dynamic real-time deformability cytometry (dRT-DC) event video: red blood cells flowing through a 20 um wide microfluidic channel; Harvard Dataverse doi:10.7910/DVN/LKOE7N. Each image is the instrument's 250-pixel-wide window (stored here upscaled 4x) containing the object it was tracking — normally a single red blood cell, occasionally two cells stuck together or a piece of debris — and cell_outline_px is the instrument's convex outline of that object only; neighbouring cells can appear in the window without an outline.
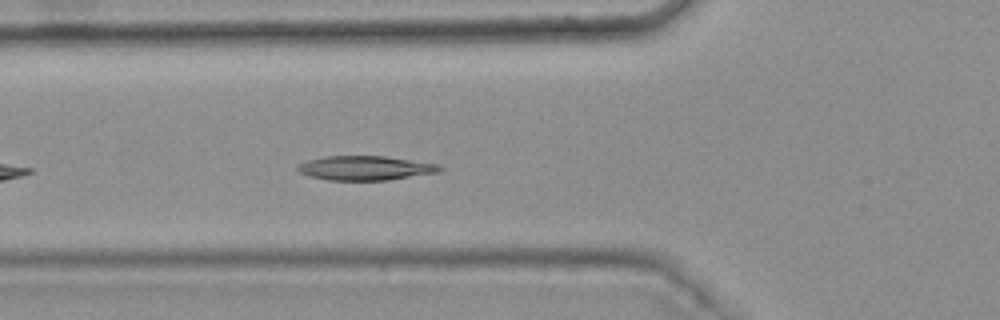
{"species": "common noctule bat (a hibernating species)", "species_latin": "Nyctalus noctula", "temperature_condition": "warm", "stored_images_in_passage": 9, "camera_frame_rate_fps": 3000, "um_per_image_px": 0.085, "animal": {"sex": "female", "body_mass_g": 25.1}, "frame": {"image": 1, "passage_image": 6, "time_ms": 1.667, "image_size_px": [1000, 320], "cell_outline_px": [[444, 168], [440, 172], [388, 180], [328, 180], [312, 176], [300, 172], [296, 168], [300, 164], [308, 160], [324, 156], [384, 156], [440, 164]], "centroid_in_image_um": [31.11, 14.28], "position_along_channel_um": 94.7, "area_um2": 20.06}}